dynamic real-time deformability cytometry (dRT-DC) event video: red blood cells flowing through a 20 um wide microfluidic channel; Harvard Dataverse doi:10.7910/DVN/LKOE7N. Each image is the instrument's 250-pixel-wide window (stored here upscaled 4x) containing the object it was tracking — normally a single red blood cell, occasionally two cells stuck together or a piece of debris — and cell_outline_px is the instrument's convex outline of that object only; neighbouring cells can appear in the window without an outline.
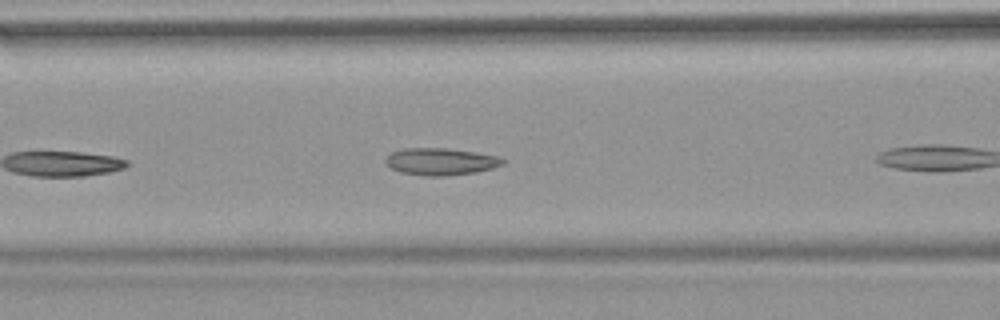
{"species": "common noctule bat (a hibernating species)", "species_latin": "Nyctalus noctula", "temperature_condition": "warm", "stored_images_in_passage": 10, "camera_frame_rate_fps": 3000, "um_per_image_px": 0.085, "animal": {"sex": "female", "body_mass_g": 18.4}, "frame": {"image": 1, "passage_image": 9, "time_ms": 2.667, "image_size_px": [1000, 320], "cell_outline_px": [[508, 160], [504, 164], [492, 168], [476, 172], [448, 176], [428, 176], [400, 172], [392, 168], [384, 160], [392, 152], [404, 148], [448, 148], [476, 152], [496, 156]], "centroid_in_image_um": [37.5, 13.73], "position_along_channel_um": 129.1, "area_um2": 18.5}}